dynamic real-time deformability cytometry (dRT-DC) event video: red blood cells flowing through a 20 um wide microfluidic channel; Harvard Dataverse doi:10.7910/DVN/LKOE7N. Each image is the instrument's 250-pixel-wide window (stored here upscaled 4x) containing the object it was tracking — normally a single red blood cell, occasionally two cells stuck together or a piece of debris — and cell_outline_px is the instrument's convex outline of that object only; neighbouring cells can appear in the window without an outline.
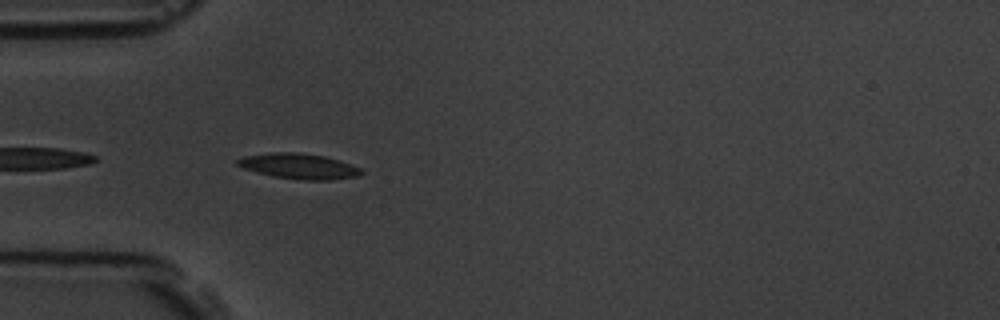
{"species": "common noctule bat (a hibernating species)", "species_latin": "Nyctalus noctula", "temperature_condition": "room temperature", "stored_images_in_passage": 5, "camera_frame_rate_fps": 3000, "um_per_image_px": 0.085, "animal": {"sex": "male", "body_mass_g": 19.5, "forearm_length_mm": 54.6}, "frame": {"image": 1, "passage_image": 4, "time_ms": 3.333, "image_size_px": [1000, 320], "cell_outline_px": [[364, 172], [356, 176], [328, 180], [304, 180], [272, 176], [256, 172], [244, 168], [236, 164], [236, 160], [244, 156], [272, 152], [300, 152], [324, 156], [340, 160], [352, 164], [360, 168]], "centroid_in_image_um": [25.41, 14.12], "position_along_channel_um": 59.6, "area_um2": 18.32}}